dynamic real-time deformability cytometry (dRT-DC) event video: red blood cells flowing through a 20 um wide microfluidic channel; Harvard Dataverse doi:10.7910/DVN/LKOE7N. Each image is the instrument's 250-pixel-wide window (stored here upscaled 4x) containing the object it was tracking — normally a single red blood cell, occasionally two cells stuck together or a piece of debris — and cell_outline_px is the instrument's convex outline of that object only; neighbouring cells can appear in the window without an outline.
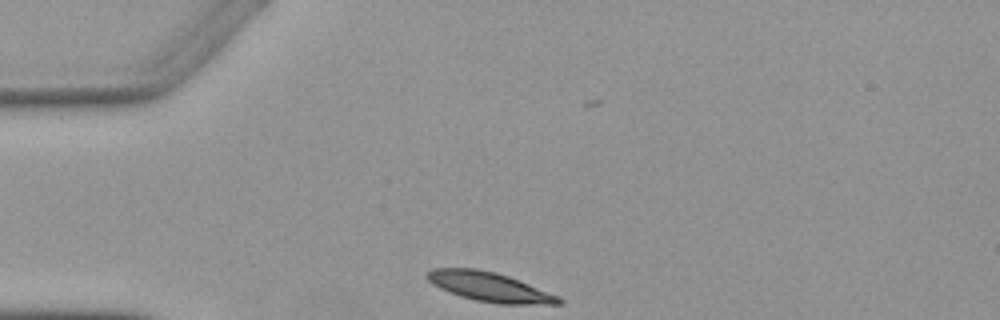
{"species": "Egyptian fruit bat (a non-hibernating species)", "species_latin": "Rousettus aegyptiacus", "temperature_condition": "warm", "stored_images_in_passage": 6, "camera_frame_rate_fps": 3000, "um_per_image_px": 0.085, "animal": {"sex": "female"}, "frame": {"image": 1, "passage_image": 1, "time_ms": 0.0, "image_size_px": [1000, 320], "cell_outline_px": [[564, 304], [496, 304], [476, 300], [460, 296], [448, 292], [432, 284], [424, 276], [432, 268], [476, 268], [496, 272], [508, 276], [560, 296], [564, 300]], "centroid_in_image_um": [41.62, 24.39], "position_along_channel_um": 43.4, "area_um2": 22.66}}
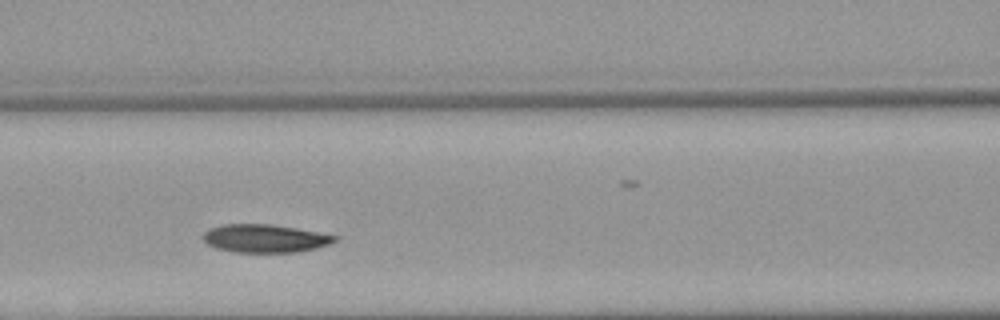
{"frame": {"image": 2, "passage_image": 4, "time_ms": 3.333, "image_size_px": [1000, 320], "cell_outline_px": [[336, 240], [328, 244], [316, 248], [296, 252], [232, 252], [216, 248], [208, 244], [200, 236], [208, 228], [224, 224], [272, 224], [296, 228], [336, 236]], "centroid_in_image_um": [22.44, 20.26], "position_along_channel_um": 144.2, "area_um2": 21.5}}
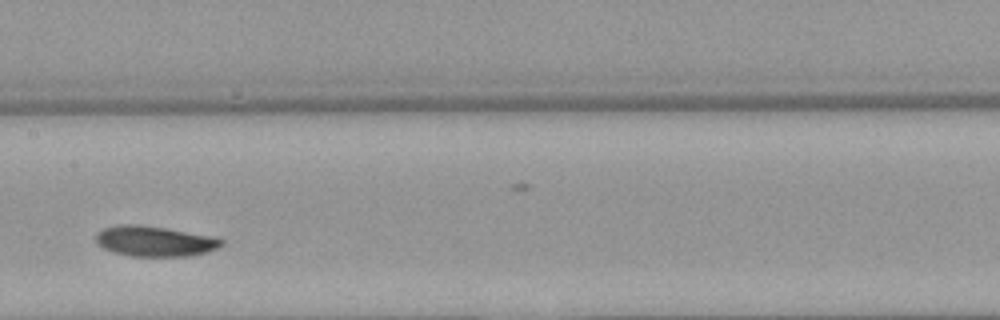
{"frame": {"image": 3, "passage_image": 5, "time_ms": 4.667, "image_size_px": [1000, 320], "cell_outline_px": [[224, 244], [208, 252], [192, 256], [132, 256], [112, 252], [96, 244], [96, 232], [104, 228], [120, 224], [136, 224], [164, 228], [212, 236], [224, 240]], "centroid_in_image_um": [13.13, 20.51], "position_along_channel_um": 194.3, "area_um2": 22.25}}